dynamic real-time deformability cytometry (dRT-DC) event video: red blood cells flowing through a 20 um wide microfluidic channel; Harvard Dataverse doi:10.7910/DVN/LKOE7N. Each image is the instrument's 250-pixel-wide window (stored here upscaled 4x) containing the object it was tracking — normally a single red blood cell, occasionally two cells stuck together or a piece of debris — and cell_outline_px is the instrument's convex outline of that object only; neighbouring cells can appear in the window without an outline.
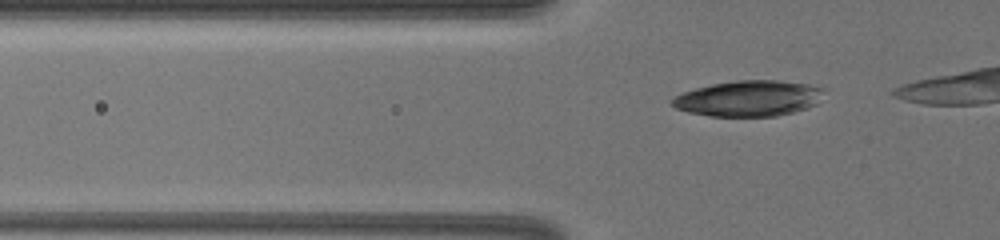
{"species": "common noctule bat (a hibernating species)", "species_latin": "Nyctalus noctula", "temperature_condition": "warm", "stored_images_in_passage": 33, "camera_frame_rate_fps": 3000, "um_per_image_px": 0.085, "animal": {"sex": "female", "body_mass_g": 19.5, "forearm_length_mm": 54.1}, "frame": {"image": 1, "passage_image": 8, "time_ms": 2.333, "image_size_px": [1000, 240], "cell_outline_px": [[824, 88], [816, 104], [808, 108], [776, 116], [712, 116], [688, 112], [676, 108], [668, 100], [684, 92], [696, 88], [712, 84], [736, 80], [780, 80], [804, 84]], "centroid_in_image_um": [63.6, 8.36], "position_along_channel_um": 62.2, "area_um2": 31.39}}
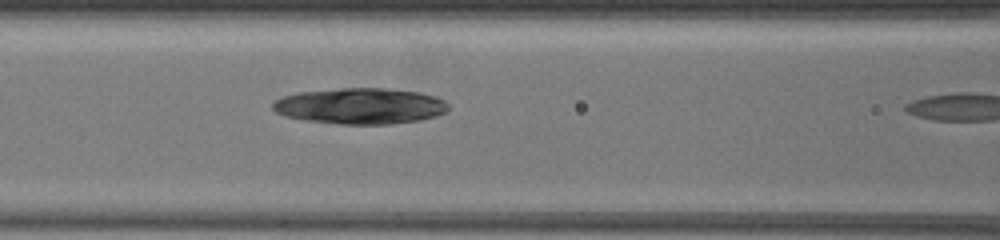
{"frame": {"image": 2, "passage_image": 14, "time_ms": 4.333, "image_size_px": [1000, 240], "cell_outline_px": [[448, 108], [444, 112], [436, 116], [420, 120], [388, 124], [340, 124], [308, 120], [288, 116], [276, 112], [272, 108], [272, 104], [276, 100], [284, 96], [296, 92], [340, 88], [384, 88], [420, 92], [436, 96], [444, 100], [448, 104]], "centroid_in_image_um": [30.65, 9.0], "position_along_channel_um": 136.0, "area_um2": 36.7}}